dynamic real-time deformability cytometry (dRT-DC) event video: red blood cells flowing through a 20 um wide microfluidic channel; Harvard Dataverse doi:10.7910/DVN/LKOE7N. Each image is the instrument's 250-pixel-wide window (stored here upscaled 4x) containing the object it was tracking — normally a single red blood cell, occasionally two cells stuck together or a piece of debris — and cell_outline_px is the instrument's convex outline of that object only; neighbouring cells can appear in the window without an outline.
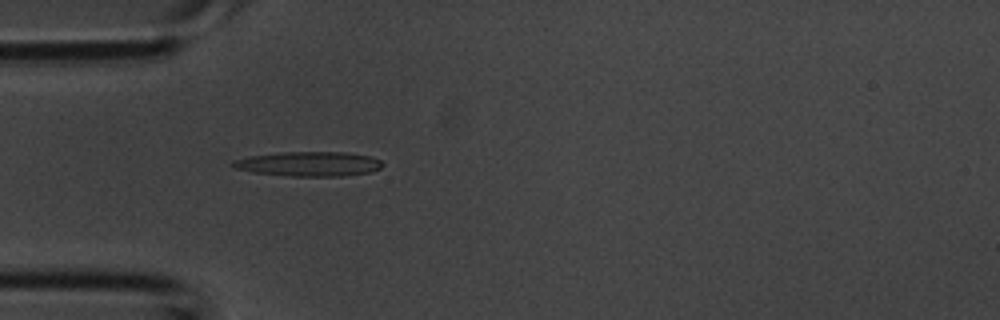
{"species": "common noctule bat (a hibernating species)", "species_latin": "Nyctalus noctula", "temperature_condition": "room temperature", "stored_images_in_passage": 1, "camera_frame_rate_fps": 3000, "um_per_image_px": 0.085, "animal": {"sex": "male", "body_mass_g": 20.1, "forearm_length_mm": 53.5}, "frame": {"image": 1, "passage_image": 1, "time_ms": 0.0, "image_size_px": [1000, 320], "cell_outline_px": [[384, 164], [380, 168], [372, 172], [344, 176], [292, 176], [252, 172], [232, 168], [228, 164], [232, 160], [248, 156], [280, 152], [344, 152], [368, 156], [380, 160]], "centroid_in_image_um": [26.19, 13.93], "position_along_channel_um": 58.8, "area_um2": 21.68}}